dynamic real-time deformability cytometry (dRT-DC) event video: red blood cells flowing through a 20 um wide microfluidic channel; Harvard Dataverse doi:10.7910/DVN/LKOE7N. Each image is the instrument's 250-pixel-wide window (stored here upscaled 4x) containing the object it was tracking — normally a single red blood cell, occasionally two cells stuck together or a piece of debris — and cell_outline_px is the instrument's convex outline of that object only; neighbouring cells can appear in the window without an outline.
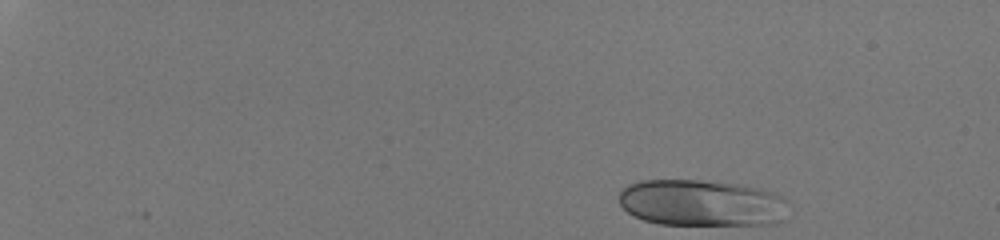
{"species": "human", "species_latin": "Homo sapiens", "temperature_condition": "room temperature", "stored_images_in_passage": 41, "camera_frame_rate_fps": 3000, "um_per_image_px": 0.085, "donor": {"sex": "male"}, "frame": {"image": 1, "passage_image": 1, "time_ms": 0.0, "image_size_px": [1000, 240], "cell_outline_px": [[788, 200], [784, 220], [780, 224], [660, 224], [644, 220], [632, 216], [620, 204], [620, 192], [628, 184], [640, 180], [700, 180], [736, 184], [760, 188], [772, 192]], "centroid_in_image_um": [59.66, 17.25], "position_along_channel_um": 25.3, "area_um2": 46.07}}
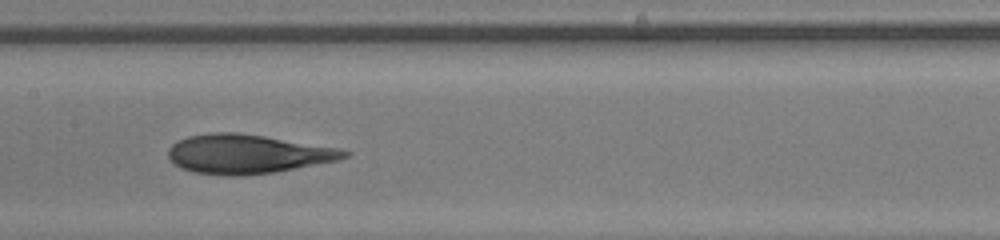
{"frame": {"image": 2, "passage_image": 24, "time_ms": 7.667, "image_size_px": [1000, 240], "cell_outline_px": [[352, 156], [340, 160], [272, 172], [240, 176], [236, 176], [196, 172], [180, 168], [168, 156], [168, 148], [176, 140], [188, 136], [212, 132], [236, 132], [264, 136], [340, 148], [352, 152]], "centroid_in_image_um": [21.06, 13.08], "position_along_channel_um": 186.3, "area_um2": 40.06}}
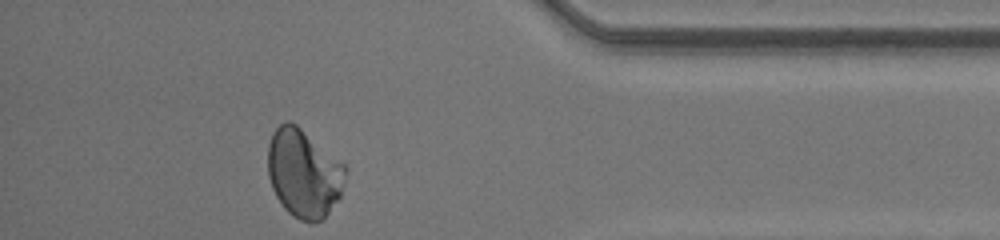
{"frame": {"image": 3, "passage_image": 41, "time_ms": 13.333, "image_size_px": [1000, 240], "cell_outline_px": [[348, 168], [340, 196], [328, 212], [320, 220], [312, 224], [300, 220], [292, 216], [284, 208], [276, 196], [272, 188], [268, 176], [268, 144], [272, 132], [280, 124], [288, 120], [296, 124], [344, 164]], "centroid_in_image_um": [25.8, 14.73], "position_along_channel_um": 409.4, "area_um2": 39.88}, "authors_computed_cell_mechanics": {"area_um2": 40.9224, "velocity_mm_per_s": 4.2612, "shape_relaxation_time_tau1_ms": 8.5129, "shape_relaxation_time_tau2_ms": 1.1706, "deformation_change_tau1": 0.2289, "deformation_change_tau2": 0.066}}